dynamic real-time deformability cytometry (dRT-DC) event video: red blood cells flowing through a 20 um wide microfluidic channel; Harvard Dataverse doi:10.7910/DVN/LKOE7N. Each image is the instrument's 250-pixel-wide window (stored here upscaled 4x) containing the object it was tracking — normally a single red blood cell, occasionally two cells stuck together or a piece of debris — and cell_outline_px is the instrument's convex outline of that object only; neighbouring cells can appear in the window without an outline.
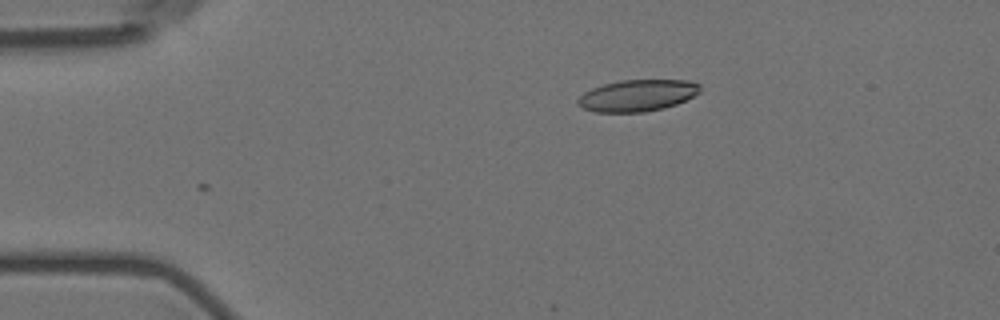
{"species": "Egyptian fruit bat (a non-hibernating species)", "species_latin": "Rousettus aegyptiacus", "temperature_condition": "room temperature", "stored_images_in_passage": 3, "camera_frame_rate_fps": 3000, "um_per_image_px": 0.085, "animal": {"sex": "female"}, "frame": {"image": 1, "passage_image": 3, "time_ms": 3.333, "image_size_px": [1000, 320], "cell_outline_px": [[700, 92], [676, 104], [664, 108], [644, 112], [596, 112], [584, 108], [576, 104], [576, 100], [584, 92], [592, 88], [604, 84], [620, 80], [688, 80], [700, 84]], "centroid_in_image_um": [54.16, 8.11], "position_along_channel_um": 30.8, "area_um2": 22.48}}